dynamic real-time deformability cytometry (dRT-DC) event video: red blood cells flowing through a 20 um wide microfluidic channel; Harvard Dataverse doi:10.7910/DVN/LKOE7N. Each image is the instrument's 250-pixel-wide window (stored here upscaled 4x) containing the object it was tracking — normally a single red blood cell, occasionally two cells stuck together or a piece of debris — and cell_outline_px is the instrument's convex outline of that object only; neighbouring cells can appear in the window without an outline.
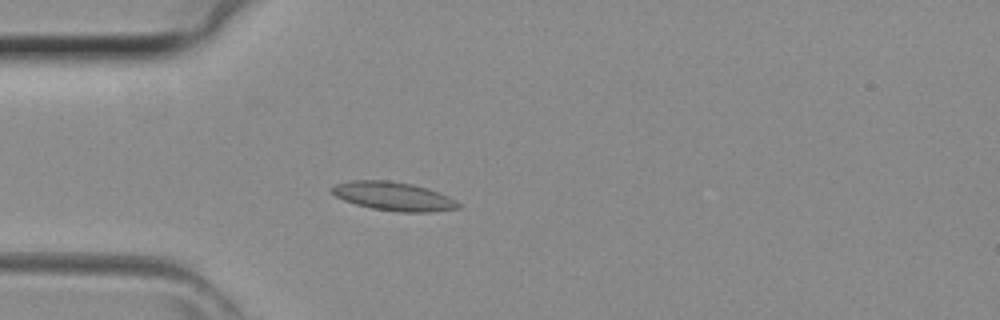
{"species": "common noctule bat (a hibernating species)", "species_latin": "Nyctalus noctula", "temperature_condition": "room temperature", "stored_images_in_passage": 41, "camera_frame_rate_fps": 3000, "um_per_image_px": 0.085, "animal": {"sex": "female", "body_mass_g": 29.2, "forearm_length_mm": 56.3}, "frame": {"image": 1, "passage_image": 11, "time_ms": 3.333, "image_size_px": [1000, 320], "cell_outline_px": [[460, 208], [432, 212], [400, 212], [372, 208], [356, 204], [344, 200], [328, 192], [328, 188], [336, 184], [352, 180], [388, 180], [412, 184], [428, 188], [440, 192], [456, 200], [460, 204]], "centroid_in_image_um": [33.43, 16.68], "position_along_channel_um": 51.6, "area_um2": 21.33}}
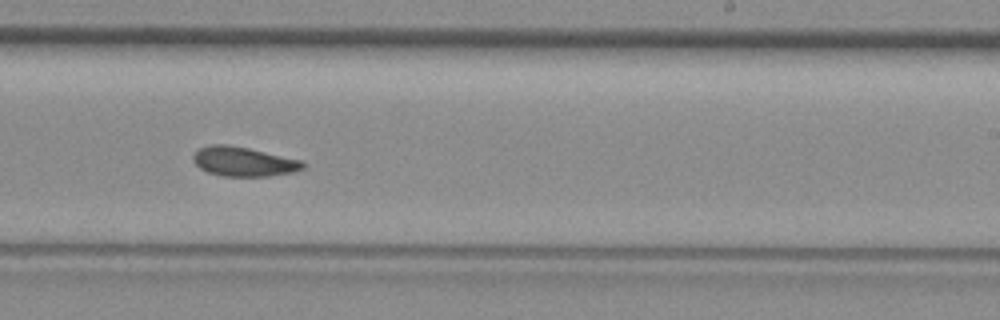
{"frame": {"image": 2, "passage_image": 25, "time_ms": 8.0, "image_size_px": [1000, 320], "cell_outline_px": [[304, 168], [292, 172], [268, 176], [224, 176], [208, 172], [200, 168], [192, 160], [192, 156], [200, 148], [208, 144], [228, 144], [248, 148], [304, 160]], "centroid_in_image_um": [20.7, 13.72], "position_along_channel_um": 268.3, "area_um2": 18.84}}
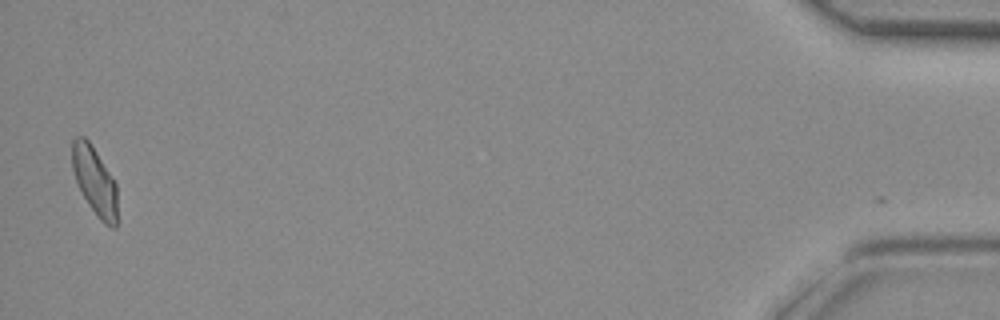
{"frame": {"image": 3, "passage_image": 41, "time_ms": 13.333, "image_size_px": [1000, 320], "cell_outline_px": [[116, 228], [112, 228], [104, 224], [96, 216], [88, 204], [76, 180], [72, 168], [72, 140], [76, 136], [84, 136], [92, 144], [116, 184]], "centroid_in_image_um": [8.03, 15.37], "position_along_channel_um": 427.2, "area_um2": 17.8}}